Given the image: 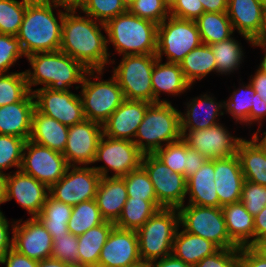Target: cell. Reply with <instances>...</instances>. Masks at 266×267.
I'll list each match as a JSON object with an SVG mask.
<instances>
[{"instance_id":"cell-1","label":"cell","mask_w":266,"mask_h":267,"mask_svg":"<svg viewBox=\"0 0 266 267\" xmlns=\"http://www.w3.org/2000/svg\"><path fill=\"white\" fill-rule=\"evenodd\" d=\"M62 21V35L60 49L73 59L82 63L88 70H102L109 63L107 52V39L101 33V28L106 30L103 23L89 16L74 15L76 9H65Z\"/></svg>"},{"instance_id":"cell-2","label":"cell","mask_w":266,"mask_h":267,"mask_svg":"<svg viewBox=\"0 0 266 267\" xmlns=\"http://www.w3.org/2000/svg\"><path fill=\"white\" fill-rule=\"evenodd\" d=\"M53 7L60 6L50 0H30L27 3L23 22L16 36L26 57L34 53L60 49L65 12H58L59 24Z\"/></svg>"},{"instance_id":"cell-3","label":"cell","mask_w":266,"mask_h":267,"mask_svg":"<svg viewBox=\"0 0 266 267\" xmlns=\"http://www.w3.org/2000/svg\"><path fill=\"white\" fill-rule=\"evenodd\" d=\"M33 72L26 70V79L30 92L33 85H45L54 91H69L72 84H82L85 75L96 80L102 70H88L82 63L73 59L61 50L53 52H39L27 56Z\"/></svg>"},{"instance_id":"cell-4","label":"cell","mask_w":266,"mask_h":267,"mask_svg":"<svg viewBox=\"0 0 266 267\" xmlns=\"http://www.w3.org/2000/svg\"><path fill=\"white\" fill-rule=\"evenodd\" d=\"M108 39L119 54H156L157 24L128 10L106 24Z\"/></svg>"},{"instance_id":"cell-5","label":"cell","mask_w":266,"mask_h":267,"mask_svg":"<svg viewBox=\"0 0 266 267\" xmlns=\"http://www.w3.org/2000/svg\"><path fill=\"white\" fill-rule=\"evenodd\" d=\"M181 112L169 102L151 103L138 127L135 145L143 154H154L166 144L182 138ZM145 141V142H144Z\"/></svg>"},{"instance_id":"cell-6","label":"cell","mask_w":266,"mask_h":267,"mask_svg":"<svg viewBox=\"0 0 266 267\" xmlns=\"http://www.w3.org/2000/svg\"><path fill=\"white\" fill-rule=\"evenodd\" d=\"M179 227V212L176 208H162L136 232L141 260L150 263L172 254V246Z\"/></svg>"},{"instance_id":"cell-7","label":"cell","mask_w":266,"mask_h":267,"mask_svg":"<svg viewBox=\"0 0 266 267\" xmlns=\"http://www.w3.org/2000/svg\"><path fill=\"white\" fill-rule=\"evenodd\" d=\"M168 20V21H166ZM202 44L196 21L168 16L157 26L156 55L179 64L193 49Z\"/></svg>"},{"instance_id":"cell-8","label":"cell","mask_w":266,"mask_h":267,"mask_svg":"<svg viewBox=\"0 0 266 267\" xmlns=\"http://www.w3.org/2000/svg\"><path fill=\"white\" fill-rule=\"evenodd\" d=\"M156 59V54L123 55L120 64L114 67L113 76L126 100L153 103L151 76Z\"/></svg>"},{"instance_id":"cell-9","label":"cell","mask_w":266,"mask_h":267,"mask_svg":"<svg viewBox=\"0 0 266 267\" xmlns=\"http://www.w3.org/2000/svg\"><path fill=\"white\" fill-rule=\"evenodd\" d=\"M184 231L212 241L220 249L239 248L228 235L222 207L189 204L178 208Z\"/></svg>"},{"instance_id":"cell-10","label":"cell","mask_w":266,"mask_h":267,"mask_svg":"<svg viewBox=\"0 0 266 267\" xmlns=\"http://www.w3.org/2000/svg\"><path fill=\"white\" fill-rule=\"evenodd\" d=\"M85 76L80 94L85 119L103 125L125 100L118 81L112 75L108 81H90Z\"/></svg>"},{"instance_id":"cell-11","label":"cell","mask_w":266,"mask_h":267,"mask_svg":"<svg viewBox=\"0 0 266 267\" xmlns=\"http://www.w3.org/2000/svg\"><path fill=\"white\" fill-rule=\"evenodd\" d=\"M141 166L153 184L157 202L162 208H176L184 205L187 179L174 172L154 154H143Z\"/></svg>"},{"instance_id":"cell-12","label":"cell","mask_w":266,"mask_h":267,"mask_svg":"<svg viewBox=\"0 0 266 267\" xmlns=\"http://www.w3.org/2000/svg\"><path fill=\"white\" fill-rule=\"evenodd\" d=\"M68 167L67 160L62 153L30 140L25 142L20 170L33 176L48 188L65 175Z\"/></svg>"},{"instance_id":"cell-13","label":"cell","mask_w":266,"mask_h":267,"mask_svg":"<svg viewBox=\"0 0 266 267\" xmlns=\"http://www.w3.org/2000/svg\"><path fill=\"white\" fill-rule=\"evenodd\" d=\"M100 179V174L93 167L69 166L65 175L49 188V195L74 206L95 199Z\"/></svg>"},{"instance_id":"cell-14","label":"cell","mask_w":266,"mask_h":267,"mask_svg":"<svg viewBox=\"0 0 266 267\" xmlns=\"http://www.w3.org/2000/svg\"><path fill=\"white\" fill-rule=\"evenodd\" d=\"M35 109L66 126L82 122L85 117L81 98L70 91H54L38 88L32 91Z\"/></svg>"},{"instance_id":"cell-15","label":"cell","mask_w":266,"mask_h":267,"mask_svg":"<svg viewBox=\"0 0 266 267\" xmlns=\"http://www.w3.org/2000/svg\"><path fill=\"white\" fill-rule=\"evenodd\" d=\"M182 133V139L188 147L197 150L208 160L228 158L237 154V148L242 140L234 138L220 123L199 130Z\"/></svg>"},{"instance_id":"cell-16","label":"cell","mask_w":266,"mask_h":267,"mask_svg":"<svg viewBox=\"0 0 266 267\" xmlns=\"http://www.w3.org/2000/svg\"><path fill=\"white\" fill-rule=\"evenodd\" d=\"M20 222L12 227V248L36 261L51 258L53 238L43 224L36 217Z\"/></svg>"},{"instance_id":"cell-17","label":"cell","mask_w":266,"mask_h":267,"mask_svg":"<svg viewBox=\"0 0 266 267\" xmlns=\"http://www.w3.org/2000/svg\"><path fill=\"white\" fill-rule=\"evenodd\" d=\"M101 129V124L88 119L69 126L66 148L63 152L69 166L94 163L97 146L103 135Z\"/></svg>"},{"instance_id":"cell-18","label":"cell","mask_w":266,"mask_h":267,"mask_svg":"<svg viewBox=\"0 0 266 267\" xmlns=\"http://www.w3.org/2000/svg\"><path fill=\"white\" fill-rule=\"evenodd\" d=\"M142 157L143 153L133 141L111 137L105 140V135H102L94 163L104 161L115 172L113 177H124L141 166Z\"/></svg>"},{"instance_id":"cell-19","label":"cell","mask_w":266,"mask_h":267,"mask_svg":"<svg viewBox=\"0 0 266 267\" xmlns=\"http://www.w3.org/2000/svg\"><path fill=\"white\" fill-rule=\"evenodd\" d=\"M140 262L137 232L114 226L102 247L97 267H131Z\"/></svg>"},{"instance_id":"cell-20","label":"cell","mask_w":266,"mask_h":267,"mask_svg":"<svg viewBox=\"0 0 266 267\" xmlns=\"http://www.w3.org/2000/svg\"><path fill=\"white\" fill-rule=\"evenodd\" d=\"M6 193L7 201L15 198L32 217H37L49 195V188L33 176L17 170L13 175L7 174Z\"/></svg>"},{"instance_id":"cell-21","label":"cell","mask_w":266,"mask_h":267,"mask_svg":"<svg viewBox=\"0 0 266 267\" xmlns=\"http://www.w3.org/2000/svg\"><path fill=\"white\" fill-rule=\"evenodd\" d=\"M101 176L96 193V203L105 221L115 223L127 201L124 177L108 176V167H93Z\"/></svg>"},{"instance_id":"cell-22","label":"cell","mask_w":266,"mask_h":267,"mask_svg":"<svg viewBox=\"0 0 266 267\" xmlns=\"http://www.w3.org/2000/svg\"><path fill=\"white\" fill-rule=\"evenodd\" d=\"M150 104L146 101L125 99L102 125L103 135L133 141Z\"/></svg>"},{"instance_id":"cell-23","label":"cell","mask_w":266,"mask_h":267,"mask_svg":"<svg viewBox=\"0 0 266 267\" xmlns=\"http://www.w3.org/2000/svg\"><path fill=\"white\" fill-rule=\"evenodd\" d=\"M214 179L219 207L240 201L244 175L237 154L215 159Z\"/></svg>"},{"instance_id":"cell-24","label":"cell","mask_w":266,"mask_h":267,"mask_svg":"<svg viewBox=\"0 0 266 267\" xmlns=\"http://www.w3.org/2000/svg\"><path fill=\"white\" fill-rule=\"evenodd\" d=\"M265 13L261 0H228L227 15L233 29L250 43L261 33Z\"/></svg>"},{"instance_id":"cell-25","label":"cell","mask_w":266,"mask_h":267,"mask_svg":"<svg viewBox=\"0 0 266 267\" xmlns=\"http://www.w3.org/2000/svg\"><path fill=\"white\" fill-rule=\"evenodd\" d=\"M33 93L22 101L0 107V134L29 139L32 116L35 110Z\"/></svg>"},{"instance_id":"cell-26","label":"cell","mask_w":266,"mask_h":267,"mask_svg":"<svg viewBox=\"0 0 266 267\" xmlns=\"http://www.w3.org/2000/svg\"><path fill=\"white\" fill-rule=\"evenodd\" d=\"M68 129L69 126L35 109L28 140L63 154L66 148Z\"/></svg>"},{"instance_id":"cell-27","label":"cell","mask_w":266,"mask_h":267,"mask_svg":"<svg viewBox=\"0 0 266 267\" xmlns=\"http://www.w3.org/2000/svg\"><path fill=\"white\" fill-rule=\"evenodd\" d=\"M258 132L251 141L242 139L237 148L244 180L266 186V149L259 143Z\"/></svg>"},{"instance_id":"cell-28","label":"cell","mask_w":266,"mask_h":267,"mask_svg":"<svg viewBox=\"0 0 266 267\" xmlns=\"http://www.w3.org/2000/svg\"><path fill=\"white\" fill-rule=\"evenodd\" d=\"M215 159L207 160L191 177L187 179V191L190 199L188 204L208 207H219L216 192Z\"/></svg>"},{"instance_id":"cell-29","label":"cell","mask_w":266,"mask_h":267,"mask_svg":"<svg viewBox=\"0 0 266 267\" xmlns=\"http://www.w3.org/2000/svg\"><path fill=\"white\" fill-rule=\"evenodd\" d=\"M230 239L240 248L254 244V217L241 201L222 206ZM253 238V239H250ZM251 241H250V240Z\"/></svg>"},{"instance_id":"cell-30","label":"cell","mask_w":266,"mask_h":267,"mask_svg":"<svg viewBox=\"0 0 266 267\" xmlns=\"http://www.w3.org/2000/svg\"><path fill=\"white\" fill-rule=\"evenodd\" d=\"M160 62L161 60L157 58L151 76L153 103L168 102L166 100L160 101L159 94L161 91L178 95L191 88L179 64L170 62L161 64Z\"/></svg>"},{"instance_id":"cell-31","label":"cell","mask_w":266,"mask_h":267,"mask_svg":"<svg viewBox=\"0 0 266 267\" xmlns=\"http://www.w3.org/2000/svg\"><path fill=\"white\" fill-rule=\"evenodd\" d=\"M199 99V100H198ZM190 103V104H189ZM187 103V113L185 116L181 113V133L188 131L205 129L218 124L216 117L223 115L220 109L225 108V101L223 104L214 101L213 97L207 96L206 94L201 98H194L192 102ZM204 106V107H202ZM203 108L204 115L200 113L199 109ZM202 110V109H201ZM201 116H204L203 118Z\"/></svg>"},{"instance_id":"cell-32","label":"cell","mask_w":266,"mask_h":267,"mask_svg":"<svg viewBox=\"0 0 266 267\" xmlns=\"http://www.w3.org/2000/svg\"><path fill=\"white\" fill-rule=\"evenodd\" d=\"M220 248L212 241L184 230L176 231L172 254L193 267L206 256L217 252Z\"/></svg>"},{"instance_id":"cell-33","label":"cell","mask_w":266,"mask_h":267,"mask_svg":"<svg viewBox=\"0 0 266 267\" xmlns=\"http://www.w3.org/2000/svg\"><path fill=\"white\" fill-rule=\"evenodd\" d=\"M114 223L104 221L78 236V267H97L102 247L114 227Z\"/></svg>"},{"instance_id":"cell-34","label":"cell","mask_w":266,"mask_h":267,"mask_svg":"<svg viewBox=\"0 0 266 267\" xmlns=\"http://www.w3.org/2000/svg\"><path fill=\"white\" fill-rule=\"evenodd\" d=\"M186 80L192 86L212 71H216V61L212 49L207 44H201L190 51L179 63Z\"/></svg>"},{"instance_id":"cell-35","label":"cell","mask_w":266,"mask_h":267,"mask_svg":"<svg viewBox=\"0 0 266 267\" xmlns=\"http://www.w3.org/2000/svg\"><path fill=\"white\" fill-rule=\"evenodd\" d=\"M203 44L212 45L231 38L233 25L227 13L204 12L196 20Z\"/></svg>"},{"instance_id":"cell-36","label":"cell","mask_w":266,"mask_h":267,"mask_svg":"<svg viewBox=\"0 0 266 267\" xmlns=\"http://www.w3.org/2000/svg\"><path fill=\"white\" fill-rule=\"evenodd\" d=\"M71 214V205L57 201L48 195L41 213L36 218L51 236H61L69 233L68 222Z\"/></svg>"},{"instance_id":"cell-37","label":"cell","mask_w":266,"mask_h":267,"mask_svg":"<svg viewBox=\"0 0 266 267\" xmlns=\"http://www.w3.org/2000/svg\"><path fill=\"white\" fill-rule=\"evenodd\" d=\"M158 210L151 201L128 197L114 225L118 228L137 231Z\"/></svg>"},{"instance_id":"cell-38","label":"cell","mask_w":266,"mask_h":267,"mask_svg":"<svg viewBox=\"0 0 266 267\" xmlns=\"http://www.w3.org/2000/svg\"><path fill=\"white\" fill-rule=\"evenodd\" d=\"M102 218L96 200H88L72 206L68 230L74 236H80L87 230L102 224Z\"/></svg>"},{"instance_id":"cell-39","label":"cell","mask_w":266,"mask_h":267,"mask_svg":"<svg viewBox=\"0 0 266 267\" xmlns=\"http://www.w3.org/2000/svg\"><path fill=\"white\" fill-rule=\"evenodd\" d=\"M216 61V72L228 74L240 66L243 51L238 41L233 37L209 45Z\"/></svg>"},{"instance_id":"cell-40","label":"cell","mask_w":266,"mask_h":267,"mask_svg":"<svg viewBox=\"0 0 266 267\" xmlns=\"http://www.w3.org/2000/svg\"><path fill=\"white\" fill-rule=\"evenodd\" d=\"M30 0H0V34L17 36Z\"/></svg>"},{"instance_id":"cell-41","label":"cell","mask_w":266,"mask_h":267,"mask_svg":"<svg viewBox=\"0 0 266 267\" xmlns=\"http://www.w3.org/2000/svg\"><path fill=\"white\" fill-rule=\"evenodd\" d=\"M242 90V91H241ZM256 91L249 82L245 88L234 91L228 101L225 102V109L228 113L241 123H250V110L255 109Z\"/></svg>"},{"instance_id":"cell-42","label":"cell","mask_w":266,"mask_h":267,"mask_svg":"<svg viewBox=\"0 0 266 267\" xmlns=\"http://www.w3.org/2000/svg\"><path fill=\"white\" fill-rule=\"evenodd\" d=\"M29 93L25 71L0 74V107L22 101Z\"/></svg>"},{"instance_id":"cell-43","label":"cell","mask_w":266,"mask_h":267,"mask_svg":"<svg viewBox=\"0 0 266 267\" xmlns=\"http://www.w3.org/2000/svg\"><path fill=\"white\" fill-rule=\"evenodd\" d=\"M128 197L151 201L159 210L162 207L157 202L156 193L149 175L140 166L124 176Z\"/></svg>"},{"instance_id":"cell-44","label":"cell","mask_w":266,"mask_h":267,"mask_svg":"<svg viewBox=\"0 0 266 267\" xmlns=\"http://www.w3.org/2000/svg\"><path fill=\"white\" fill-rule=\"evenodd\" d=\"M79 9L103 24L127 11L121 0H85Z\"/></svg>"},{"instance_id":"cell-45","label":"cell","mask_w":266,"mask_h":267,"mask_svg":"<svg viewBox=\"0 0 266 267\" xmlns=\"http://www.w3.org/2000/svg\"><path fill=\"white\" fill-rule=\"evenodd\" d=\"M25 142L17 136L0 134V172L13 166L20 170Z\"/></svg>"},{"instance_id":"cell-46","label":"cell","mask_w":266,"mask_h":267,"mask_svg":"<svg viewBox=\"0 0 266 267\" xmlns=\"http://www.w3.org/2000/svg\"><path fill=\"white\" fill-rule=\"evenodd\" d=\"M154 155L174 172L184 175L186 168V142L181 138L176 142L166 144L158 149Z\"/></svg>"},{"instance_id":"cell-47","label":"cell","mask_w":266,"mask_h":267,"mask_svg":"<svg viewBox=\"0 0 266 267\" xmlns=\"http://www.w3.org/2000/svg\"><path fill=\"white\" fill-rule=\"evenodd\" d=\"M53 246L51 258L68 265L78 267V239L70 232L66 235L52 236Z\"/></svg>"},{"instance_id":"cell-48","label":"cell","mask_w":266,"mask_h":267,"mask_svg":"<svg viewBox=\"0 0 266 267\" xmlns=\"http://www.w3.org/2000/svg\"><path fill=\"white\" fill-rule=\"evenodd\" d=\"M127 10L135 16L153 21L157 25L167 19L170 13L162 0H134Z\"/></svg>"},{"instance_id":"cell-49","label":"cell","mask_w":266,"mask_h":267,"mask_svg":"<svg viewBox=\"0 0 266 267\" xmlns=\"http://www.w3.org/2000/svg\"><path fill=\"white\" fill-rule=\"evenodd\" d=\"M240 201L254 217L266 206V186L244 180Z\"/></svg>"},{"instance_id":"cell-50","label":"cell","mask_w":266,"mask_h":267,"mask_svg":"<svg viewBox=\"0 0 266 267\" xmlns=\"http://www.w3.org/2000/svg\"><path fill=\"white\" fill-rule=\"evenodd\" d=\"M25 56L16 36L0 34V74H4L21 57Z\"/></svg>"},{"instance_id":"cell-51","label":"cell","mask_w":266,"mask_h":267,"mask_svg":"<svg viewBox=\"0 0 266 267\" xmlns=\"http://www.w3.org/2000/svg\"><path fill=\"white\" fill-rule=\"evenodd\" d=\"M240 248L219 249L210 256H206L194 267H239Z\"/></svg>"},{"instance_id":"cell-52","label":"cell","mask_w":266,"mask_h":267,"mask_svg":"<svg viewBox=\"0 0 266 267\" xmlns=\"http://www.w3.org/2000/svg\"><path fill=\"white\" fill-rule=\"evenodd\" d=\"M204 13L203 5L198 0H177L170 9L173 17L196 21Z\"/></svg>"},{"instance_id":"cell-53","label":"cell","mask_w":266,"mask_h":267,"mask_svg":"<svg viewBox=\"0 0 266 267\" xmlns=\"http://www.w3.org/2000/svg\"><path fill=\"white\" fill-rule=\"evenodd\" d=\"M239 267H266V257L252 246L240 247Z\"/></svg>"},{"instance_id":"cell-54","label":"cell","mask_w":266,"mask_h":267,"mask_svg":"<svg viewBox=\"0 0 266 267\" xmlns=\"http://www.w3.org/2000/svg\"><path fill=\"white\" fill-rule=\"evenodd\" d=\"M0 263L6 267H38V261L18 253L13 248L3 256Z\"/></svg>"},{"instance_id":"cell-55","label":"cell","mask_w":266,"mask_h":267,"mask_svg":"<svg viewBox=\"0 0 266 267\" xmlns=\"http://www.w3.org/2000/svg\"><path fill=\"white\" fill-rule=\"evenodd\" d=\"M187 162L184 169V176L186 179L191 177L202 165L208 160L204 155L197 150L188 147L186 143Z\"/></svg>"},{"instance_id":"cell-56","label":"cell","mask_w":266,"mask_h":267,"mask_svg":"<svg viewBox=\"0 0 266 267\" xmlns=\"http://www.w3.org/2000/svg\"><path fill=\"white\" fill-rule=\"evenodd\" d=\"M8 220L3 213H0V261L3 256L12 248V239L10 240V232Z\"/></svg>"},{"instance_id":"cell-57","label":"cell","mask_w":266,"mask_h":267,"mask_svg":"<svg viewBox=\"0 0 266 267\" xmlns=\"http://www.w3.org/2000/svg\"><path fill=\"white\" fill-rule=\"evenodd\" d=\"M149 267H193L190 264H187L175 257L173 254H170L166 257L160 258L159 261L154 260L149 263Z\"/></svg>"},{"instance_id":"cell-58","label":"cell","mask_w":266,"mask_h":267,"mask_svg":"<svg viewBox=\"0 0 266 267\" xmlns=\"http://www.w3.org/2000/svg\"><path fill=\"white\" fill-rule=\"evenodd\" d=\"M203 5L204 12L227 13L228 0H198Z\"/></svg>"},{"instance_id":"cell-59","label":"cell","mask_w":266,"mask_h":267,"mask_svg":"<svg viewBox=\"0 0 266 267\" xmlns=\"http://www.w3.org/2000/svg\"><path fill=\"white\" fill-rule=\"evenodd\" d=\"M266 233V206L254 216V243Z\"/></svg>"},{"instance_id":"cell-60","label":"cell","mask_w":266,"mask_h":267,"mask_svg":"<svg viewBox=\"0 0 266 267\" xmlns=\"http://www.w3.org/2000/svg\"><path fill=\"white\" fill-rule=\"evenodd\" d=\"M251 85L253 86L256 93L266 102V75L256 71L254 78L251 77Z\"/></svg>"},{"instance_id":"cell-61","label":"cell","mask_w":266,"mask_h":267,"mask_svg":"<svg viewBox=\"0 0 266 267\" xmlns=\"http://www.w3.org/2000/svg\"><path fill=\"white\" fill-rule=\"evenodd\" d=\"M266 115V102L256 93L255 109L250 110V123L253 121H261Z\"/></svg>"},{"instance_id":"cell-62","label":"cell","mask_w":266,"mask_h":267,"mask_svg":"<svg viewBox=\"0 0 266 267\" xmlns=\"http://www.w3.org/2000/svg\"><path fill=\"white\" fill-rule=\"evenodd\" d=\"M64 9H78L85 0H50Z\"/></svg>"},{"instance_id":"cell-63","label":"cell","mask_w":266,"mask_h":267,"mask_svg":"<svg viewBox=\"0 0 266 267\" xmlns=\"http://www.w3.org/2000/svg\"><path fill=\"white\" fill-rule=\"evenodd\" d=\"M38 267H74L60 260L48 258L38 261Z\"/></svg>"},{"instance_id":"cell-64","label":"cell","mask_w":266,"mask_h":267,"mask_svg":"<svg viewBox=\"0 0 266 267\" xmlns=\"http://www.w3.org/2000/svg\"><path fill=\"white\" fill-rule=\"evenodd\" d=\"M7 174L0 172V204L7 202ZM0 213H2L0 211Z\"/></svg>"},{"instance_id":"cell-65","label":"cell","mask_w":266,"mask_h":267,"mask_svg":"<svg viewBox=\"0 0 266 267\" xmlns=\"http://www.w3.org/2000/svg\"><path fill=\"white\" fill-rule=\"evenodd\" d=\"M253 46H259V47H263L264 48V51H265V54H264V57H263V60L259 66V69L258 71L263 73L264 75H266V44H263V43H259V42H252L251 43Z\"/></svg>"},{"instance_id":"cell-66","label":"cell","mask_w":266,"mask_h":267,"mask_svg":"<svg viewBox=\"0 0 266 267\" xmlns=\"http://www.w3.org/2000/svg\"><path fill=\"white\" fill-rule=\"evenodd\" d=\"M252 42H259V43L266 44V13H265V18H264V21H263V28L261 30V33Z\"/></svg>"},{"instance_id":"cell-67","label":"cell","mask_w":266,"mask_h":267,"mask_svg":"<svg viewBox=\"0 0 266 267\" xmlns=\"http://www.w3.org/2000/svg\"><path fill=\"white\" fill-rule=\"evenodd\" d=\"M252 247H266V233H264L253 245Z\"/></svg>"},{"instance_id":"cell-68","label":"cell","mask_w":266,"mask_h":267,"mask_svg":"<svg viewBox=\"0 0 266 267\" xmlns=\"http://www.w3.org/2000/svg\"><path fill=\"white\" fill-rule=\"evenodd\" d=\"M166 7L170 10L177 0H162Z\"/></svg>"},{"instance_id":"cell-69","label":"cell","mask_w":266,"mask_h":267,"mask_svg":"<svg viewBox=\"0 0 266 267\" xmlns=\"http://www.w3.org/2000/svg\"><path fill=\"white\" fill-rule=\"evenodd\" d=\"M121 2L128 9L134 3V0H121Z\"/></svg>"},{"instance_id":"cell-70","label":"cell","mask_w":266,"mask_h":267,"mask_svg":"<svg viewBox=\"0 0 266 267\" xmlns=\"http://www.w3.org/2000/svg\"><path fill=\"white\" fill-rule=\"evenodd\" d=\"M266 257V247H253Z\"/></svg>"},{"instance_id":"cell-71","label":"cell","mask_w":266,"mask_h":267,"mask_svg":"<svg viewBox=\"0 0 266 267\" xmlns=\"http://www.w3.org/2000/svg\"><path fill=\"white\" fill-rule=\"evenodd\" d=\"M131 267H149V263H146V262H140L134 266H131Z\"/></svg>"},{"instance_id":"cell-72","label":"cell","mask_w":266,"mask_h":267,"mask_svg":"<svg viewBox=\"0 0 266 267\" xmlns=\"http://www.w3.org/2000/svg\"><path fill=\"white\" fill-rule=\"evenodd\" d=\"M263 139L259 142L266 149V132H264Z\"/></svg>"},{"instance_id":"cell-73","label":"cell","mask_w":266,"mask_h":267,"mask_svg":"<svg viewBox=\"0 0 266 267\" xmlns=\"http://www.w3.org/2000/svg\"><path fill=\"white\" fill-rule=\"evenodd\" d=\"M262 5L264 6L265 12H266V0H261Z\"/></svg>"}]
</instances>
